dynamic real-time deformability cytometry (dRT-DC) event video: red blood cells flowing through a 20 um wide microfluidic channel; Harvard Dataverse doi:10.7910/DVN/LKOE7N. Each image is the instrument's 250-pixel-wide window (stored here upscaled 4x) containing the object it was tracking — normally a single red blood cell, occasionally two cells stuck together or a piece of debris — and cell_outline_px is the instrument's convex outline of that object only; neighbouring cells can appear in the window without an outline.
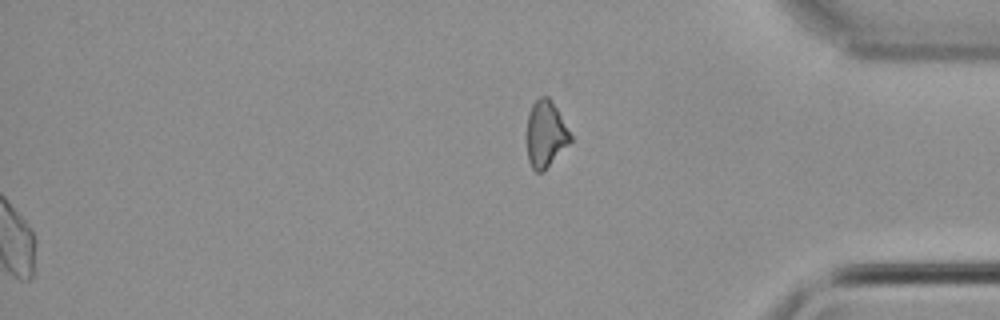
{"species": "common noctule bat (a hibernating species)", "species_latin": "Nyctalus noctula", "temperature_condition": "cold", "stored_images_in_passage": 45, "segment_of_instrument_passage": [2, 2], "camera_frame_rate_fps": 3000, "um_per_image_px": 0.085, "animal": {"sex": "male", "body_mass_g": 21.5, "forearm_length_mm": 52.0}, "frame": {"image": 1, "passage_image": 45, "time_ms": 14.667, "image_size_px": [1000, 320], "cell_outline_px": [[572, 140], [544, 172], [536, 172], [532, 168], [528, 160], [528, 112], [532, 104], [540, 96], [548, 96], [552, 100], [572, 136]], "centroid_in_image_um": [46.39, 11.39], "position_along_channel_um": 388.8, "area_um2": 16.82}}